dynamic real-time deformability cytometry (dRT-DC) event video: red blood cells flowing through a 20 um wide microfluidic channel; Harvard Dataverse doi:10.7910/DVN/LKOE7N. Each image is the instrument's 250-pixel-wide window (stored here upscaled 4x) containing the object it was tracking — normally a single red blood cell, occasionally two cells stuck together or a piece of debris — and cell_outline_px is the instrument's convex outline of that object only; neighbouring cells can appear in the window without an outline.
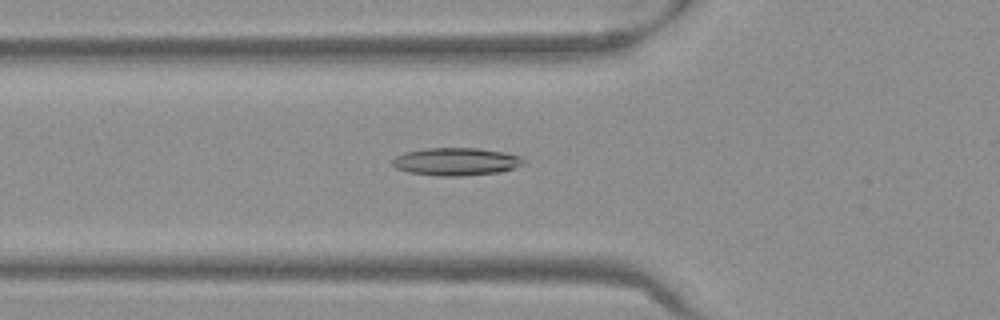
{"species": "Egyptian fruit bat (a non-hibernating species)", "species_latin": "Rousettus aegyptiacus", "temperature_condition": "warm", "stored_images_in_passage": 52, "camera_frame_rate_fps": 3000, "um_per_image_px": 0.085, "frame": {"image": 1, "passage_image": 19, "time_ms": 6.0, "image_size_px": [1000, 320], "cell_outline_px": [[520, 164], [512, 168], [500, 172], [456, 176], [440, 176], [408, 172], [396, 168], [392, 164], [392, 160], [396, 156], [404, 152], [428, 148], [476, 148], [500, 152], [520, 156]], "centroid_in_image_um": [38.66, 13.74], "position_along_channel_um": 87.1, "area_um2": 20.69}}
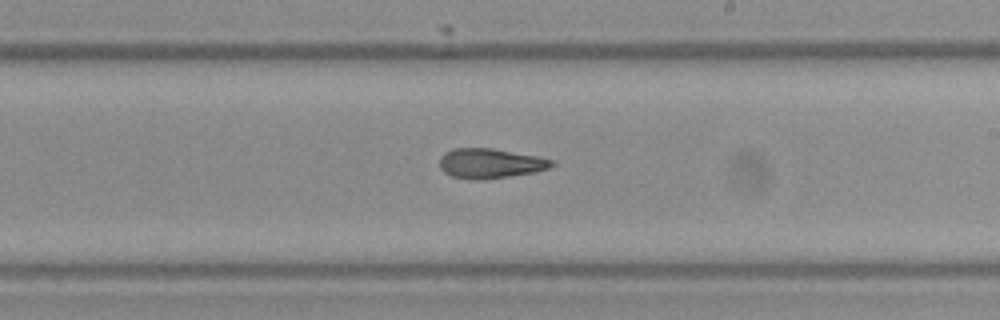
{"frame": {"image": 2, "passage_image": 31, "time_ms": 10.0, "image_size_px": [1000, 320], "cell_outline_px": [[556, 164], [548, 168], [536, 172], [480, 180], [476, 180], [452, 176], [444, 172], [440, 168], [440, 156], [444, 152], [452, 148], [492, 148], [536, 156], [552, 160]], "centroid_in_image_um": [41.64, 13.88], "position_along_channel_um": 247.4, "area_um2": 19.42}}
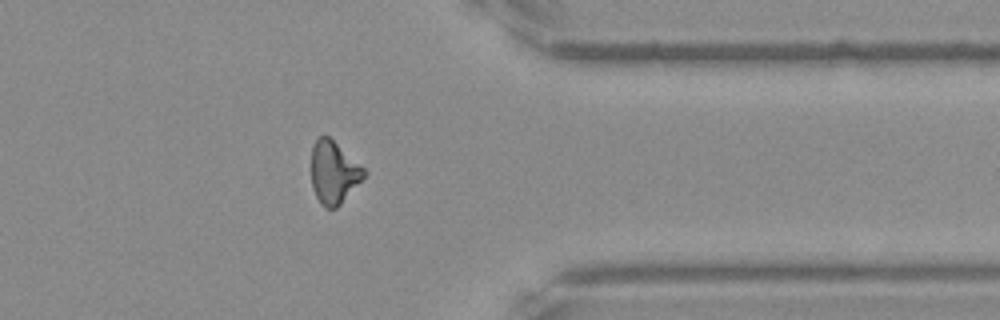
{"frame": {"image": 3, "passage_image": 42, "time_ms": 13.667, "image_size_px": [1000, 320], "cell_outline_px": [[368, 172], [340, 204], [336, 208], [324, 208], [320, 204], [312, 188], [312, 148], [316, 140], [320, 136], [328, 136], [364, 168]], "centroid_in_image_um": [28.35, 14.68], "position_along_channel_um": 383.0, "area_um2": 18.84}, "authors_computed_cell_mechanics": {"area_um2": 19.3919, "velocity_mm_per_s": 3.9871, "shape_relaxation_time_tau1_ms": null, "shape_relaxation_time_tau2_ms": 3.11, "deformation_change_tau1": null, "deformation_change_tau2": 0.1285}}